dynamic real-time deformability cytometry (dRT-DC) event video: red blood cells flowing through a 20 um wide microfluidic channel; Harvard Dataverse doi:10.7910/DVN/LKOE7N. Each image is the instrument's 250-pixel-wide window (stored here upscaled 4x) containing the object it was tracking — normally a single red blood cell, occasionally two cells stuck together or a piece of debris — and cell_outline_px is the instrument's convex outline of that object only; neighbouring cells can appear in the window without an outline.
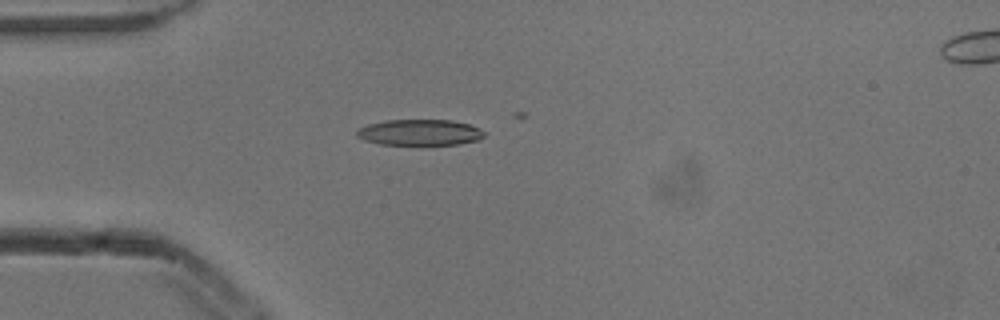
{"species": "common noctule bat (a hibernating species)", "species_latin": "Nyctalus noctula", "temperature_condition": "cold", "stored_images_in_passage": 5, "camera_frame_rate_fps": 3000, "um_per_image_px": 0.085, "animal": {"sex": "male", "body_mass_g": 13.3}, "frame": {"image": 1, "passage_image": 5, "time_ms": 1.333, "image_size_px": [1000, 320], "cell_outline_px": [[484, 136], [480, 140], [460, 144], [380, 144], [364, 140], [356, 136], [356, 132], [360, 128], [368, 124], [388, 120], [452, 120], [468, 124], [484, 132]], "centroid_in_image_um": [35.67, 11.25], "position_along_channel_um": 49.3, "area_um2": 19.07}}